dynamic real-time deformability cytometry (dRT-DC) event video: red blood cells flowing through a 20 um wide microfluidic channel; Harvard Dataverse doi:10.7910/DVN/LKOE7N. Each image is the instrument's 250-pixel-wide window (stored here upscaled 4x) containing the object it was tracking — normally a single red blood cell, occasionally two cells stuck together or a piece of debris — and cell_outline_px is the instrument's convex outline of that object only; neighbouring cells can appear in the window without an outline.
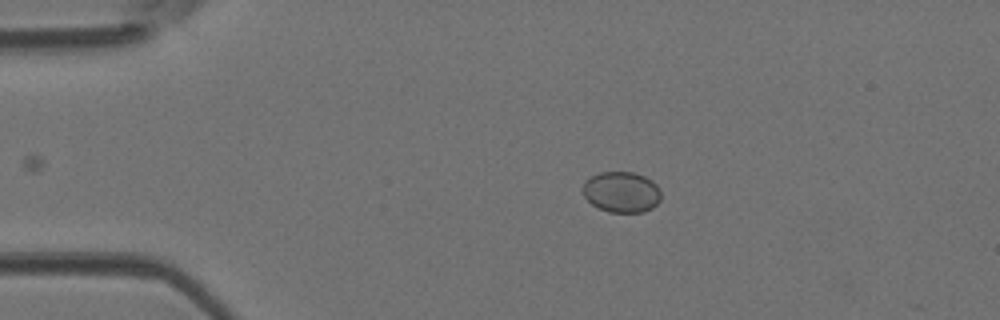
{"species": "Egyptian fruit bat (a non-hibernating species)", "species_latin": "Rousettus aegyptiacus", "temperature_condition": "room temperature", "stored_images_in_passage": 13, "camera_frame_rate_fps": 3000, "um_per_image_px": 0.085, "animal": {"sex": "female"}, "frame": {"image": 1, "passage_image": 9, "time_ms": 2.667, "image_size_px": [1000, 320], "cell_outline_px": [[660, 200], [652, 208], [644, 212], [608, 212], [592, 204], [580, 192], [580, 188], [584, 180], [600, 172], [632, 172], [644, 176], [652, 180], [656, 184], [660, 192]], "centroid_in_image_um": [52.79, 16.32], "position_along_channel_um": 32.2, "area_um2": 18.79}}